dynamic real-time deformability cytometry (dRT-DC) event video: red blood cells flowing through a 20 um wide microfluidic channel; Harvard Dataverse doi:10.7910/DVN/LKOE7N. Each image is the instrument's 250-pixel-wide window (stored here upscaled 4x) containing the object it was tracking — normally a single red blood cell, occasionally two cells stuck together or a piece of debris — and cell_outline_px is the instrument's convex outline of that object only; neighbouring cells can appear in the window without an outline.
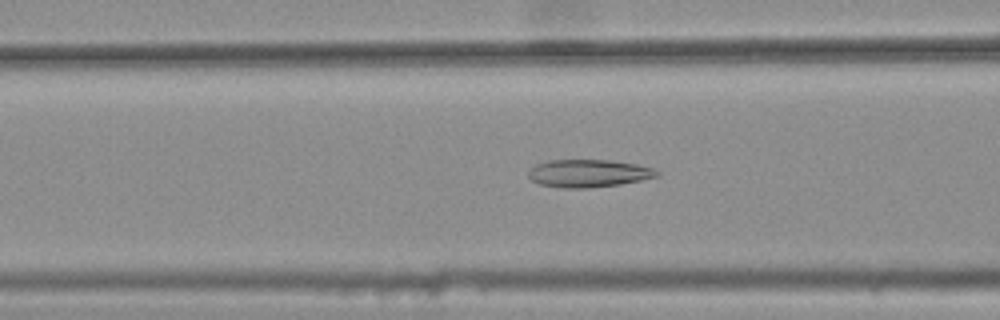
{"species": "common noctule bat (a hibernating species)", "species_latin": "Nyctalus noctula", "temperature_condition": "warm", "stored_images_in_passage": 45, "camera_frame_rate_fps": 3000, "um_per_image_px": 0.085, "animal": {"sex": "female", "body_mass_g": 25.1}, "frame": {"image": 1, "passage_image": 20, "time_ms": 6.333, "image_size_px": [1000, 320], "cell_outline_px": [[660, 176], [620, 184], [588, 188], [560, 188], [540, 184], [532, 180], [528, 176], [528, 172], [536, 164], [548, 160], [608, 160], [636, 164], [652, 168], [660, 172]], "centroid_in_image_um": [50.02, 14.73], "position_along_channel_um": 116.6, "area_um2": 20.69}}
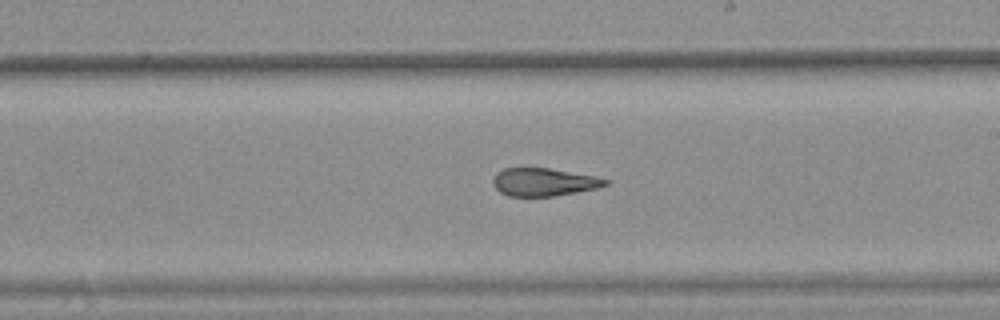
{"frame": {"image": 2, "passage_image": 30, "time_ms": 9.667, "image_size_px": [1000, 320], "cell_outline_px": [[608, 184], [596, 188], [576, 192], [552, 196], [508, 196], [500, 192], [492, 184], [492, 180], [496, 172], [504, 168], [548, 168], [596, 176], [608, 180]], "centroid_in_image_um": [46.18, 15.47], "position_along_channel_um": 242.8, "area_um2": 18.21}}
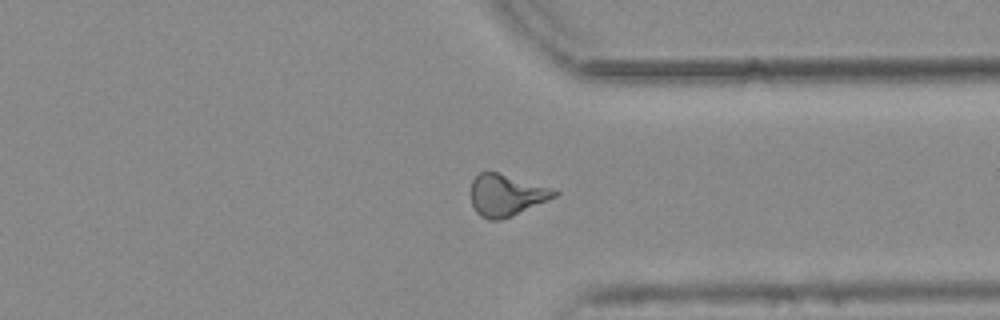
{"frame": {"image": 3, "passage_image": 40, "time_ms": 13.0, "image_size_px": [1000, 320], "cell_outline_px": [[560, 192], [556, 196], [548, 200], [500, 220], [488, 220], [480, 216], [476, 212], [472, 204], [472, 180], [480, 172], [496, 172], [548, 188]], "centroid_in_image_um": [42.98, 16.6], "position_along_channel_um": 368.4, "area_um2": 19.59}, "authors_computed_cell_mechanics": {"area_um2": 20.0566, "velocity_mm_per_s": 3.7987, "shape_relaxation_time_tau1_ms": null, "shape_relaxation_time_tau2_ms": 2.6222, "deformation_change_tau1": null, "deformation_change_tau2": 0.1184}}